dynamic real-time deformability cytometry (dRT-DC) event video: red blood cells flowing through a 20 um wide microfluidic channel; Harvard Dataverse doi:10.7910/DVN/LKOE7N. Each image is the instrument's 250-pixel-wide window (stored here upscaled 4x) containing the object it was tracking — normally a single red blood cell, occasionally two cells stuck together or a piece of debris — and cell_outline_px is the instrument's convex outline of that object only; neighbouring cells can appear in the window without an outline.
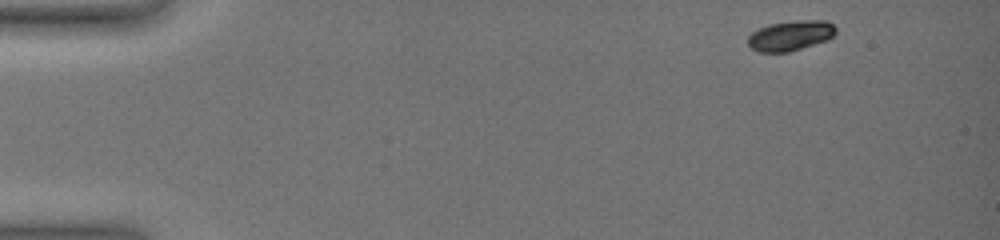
{"species": "common noctule bat (a hibernating species)", "species_latin": "Nyctalus noctula", "temperature_condition": "warm", "stored_images_in_passage": 10, "camera_frame_rate_fps": 3000, "um_per_image_px": 0.085, "animal": {"sex": "female", "body_mass_g": 19.0, "forearm_length_mm": 51.5}, "frame": {"image": 1, "passage_image": 1, "time_ms": 0.0, "image_size_px": [1000, 240], "cell_outline_px": [[836, 32], [828, 40], [788, 52], [760, 52], [752, 48], [748, 44], [748, 36], [752, 32], [768, 24], [796, 20], [824, 20], [832, 24], [836, 28]], "centroid_in_image_um": [67.19, 3.02], "position_along_channel_um": 17.8, "area_um2": 15.37}}
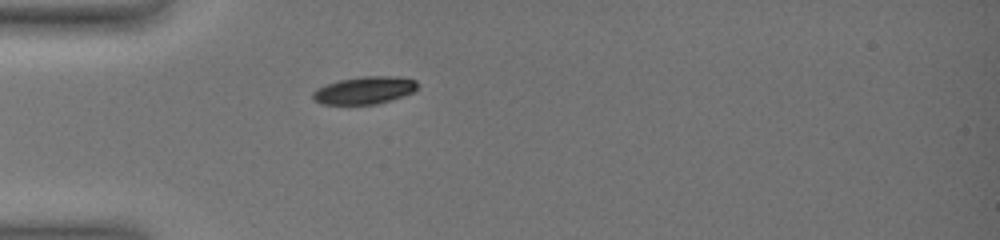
{"frame": {"image": 2, "passage_image": 6, "time_ms": 4.0, "image_size_px": [1000, 240], "cell_outline_px": [[416, 88], [412, 92], [376, 104], [320, 104], [312, 100], [312, 92], [316, 88], [324, 84], [340, 80], [360, 76], [396, 76], [416, 80]], "centroid_in_image_um": [30.89, 7.67], "position_along_channel_um": 54.1, "area_um2": 16.7}}
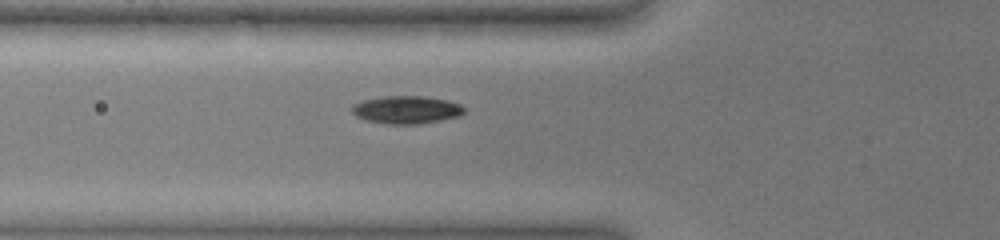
{"frame": {"image": 3, "passage_image": 8, "time_ms": 5.333, "image_size_px": [1000, 240], "cell_outline_px": [[464, 112], [460, 116], [420, 124], [384, 124], [368, 120], [356, 116], [352, 112], [352, 108], [356, 104], [364, 100], [384, 96], [424, 96], [448, 100], [460, 104], [464, 108]], "centroid_in_image_um": [34.59, 9.33], "position_along_channel_um": 91.2, "area_um2": 18.09}}